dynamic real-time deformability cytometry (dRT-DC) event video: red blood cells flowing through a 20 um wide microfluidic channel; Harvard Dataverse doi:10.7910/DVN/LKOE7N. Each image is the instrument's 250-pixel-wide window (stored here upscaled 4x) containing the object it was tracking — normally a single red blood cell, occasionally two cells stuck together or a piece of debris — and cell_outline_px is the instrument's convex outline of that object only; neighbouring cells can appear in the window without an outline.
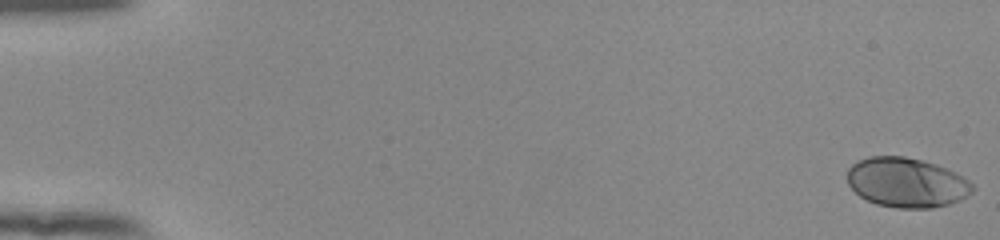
{"species": "human", "species_latin": "Homo sapiens", "temperature_condition": "room temperature", "stored_images_in_passage": 54, "camera_frame_rate_fps": 3000, "um_per_image_px": 0.085, "donor": {"sex": "female"}, "frame": {"image": 1, "passage_image": 1, "time_ms": 0.0, "image_size_px": [1000, 240], "cell_outline_px": [[976, 188], [968, 196], [960, 200], [948, 204], [932, 208], [896, 208], [876, 204], [860, 196], [848, 184], [848, 168], [852, 164], [868, 156], [904, 156], [936, 164], [948, 168], [968, 180]], "centroid_in_image_um": [77.08, 15.52], "position_along_channel_um": 7.9, "area_um2": 36.3}}
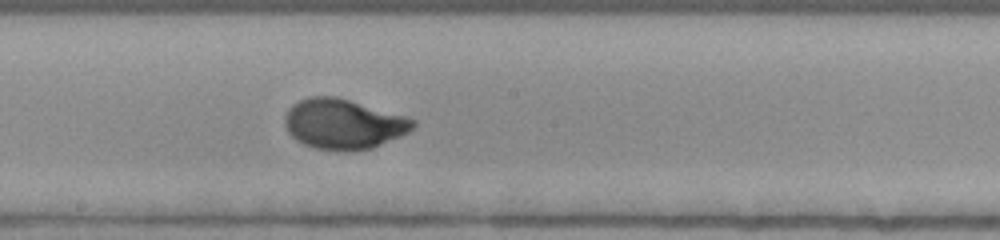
{"frame": {"image": 2, "passage_image": 31, "time_ms": 10.0, "image_size_px": [1000, 240], "cell_outline_px": [[416, 124], [408, 132], [400, 136], [372, 148], [316, 148], [304, 144], [296, 140], [288, 132], [284, 124], [284, 116], [288, 108], [292, 104], [308, 96], [336, 96], [404, 116], [416, 120]], "centroid_in_image_um": [29.15, 10.49], "position_along_channel_um": 219.1, "area_um2": 36.59}}
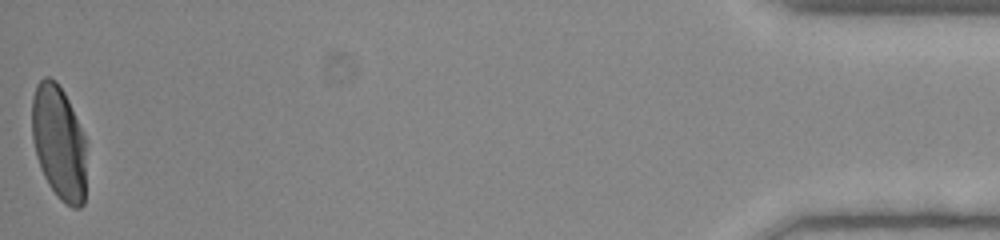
{"frame": {"image": 3, "passage_image": 54, "time_ms": 17.667, "image_size_px": [1000, 240], "cell_outline_px": [[84, 204], [80, 208], [72, 208], [64, 204], [56, 196], [48, 184], [40, 168], [36, 156], [32, 140], [32, 96], [36, 84], [44, 76], [48, 76], [56, 80], [64, 92], [68, 100], [84, 136]], "centroid_in_image_um": [4.96, 12.11], "position_along_channel_um": 430.2, "area_um2": 36.24}, "authors_computed_cell_mechanics": {"area_um2": 35.7782, "velocity_mm_per_s": 3.9058, "shape_relaxation_time_tau1_ms": 3.0903, "shape_relaxation_time_tau2_ms": null, "deformation_change_tau1": 0.1695, "deformation_change_tau2": null}}